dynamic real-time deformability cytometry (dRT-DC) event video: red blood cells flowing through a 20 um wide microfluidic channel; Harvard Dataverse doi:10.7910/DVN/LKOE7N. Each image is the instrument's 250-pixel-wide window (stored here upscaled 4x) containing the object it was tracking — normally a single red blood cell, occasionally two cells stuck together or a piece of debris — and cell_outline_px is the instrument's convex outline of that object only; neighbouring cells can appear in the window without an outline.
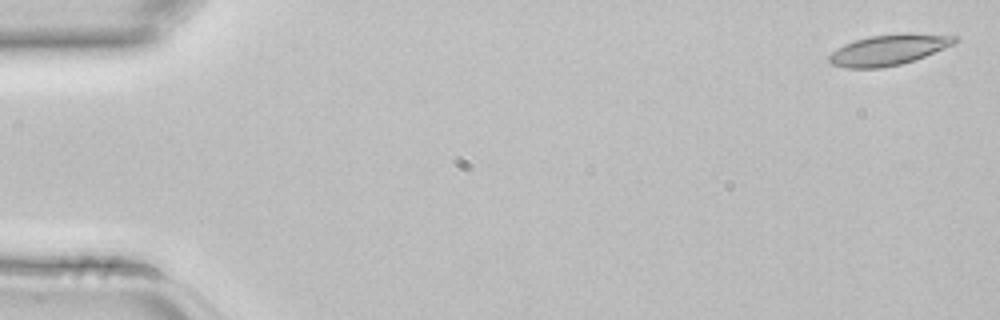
{"species": "common noctule bat (a hibernating species)", "species_latin": "Nyctalus noctula", "temperature_condition": "room temperature", "stored_images_in_passage": 4, "camera_frame_rate_fps": 3000, "um_per_image_px": 0.085, "animal": {"sex": "female", "body_mass_g": 22.7, "forearm_length_mm": 54.2}, "frame": {"image": 1, "passage_image": 1, "time_ms": 0.0, "image_size_px": [1000, 320], "cell_outline_px": [[960, 40], [944, 48], [924, 56], [900, 64], [880, 68], [844, 68], [832, 64], [828, 60], [828, 56], [832, 52], [844, 44], [868, 36], [908, 32], [960, 36]], "centroid_in_image_um": [75.55, 4.22], "position_along_channel_um": 9.5, "area_um2": 22.48}}
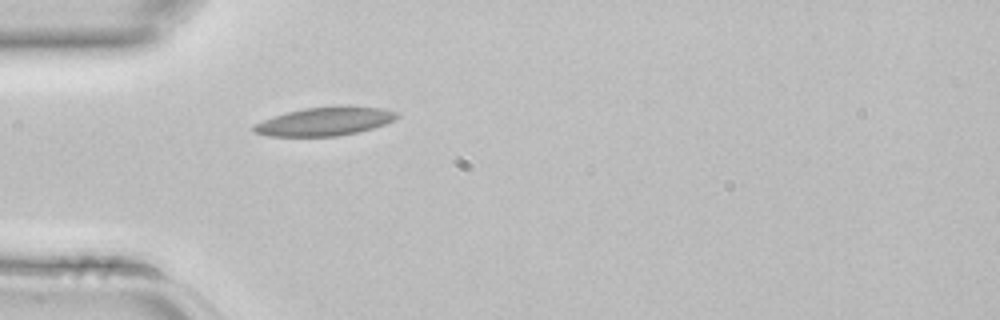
{"frame": {"image": 2, "passage_image": 4, "time_ms": 1.0, "image_size_px": [1000, 320], "cell_outline_px": [[400, 116], [384, 124], [372, 128], [356, 132], [336, 136], [268, 136], [252, 132], [252, 124], [272, 116], [304, 108], [384, 108], [396, 112]], "centroid_in_image_um": [27.5, 10.35], "position_along_channel_um": 57.5, "area_um2": 23.0}}